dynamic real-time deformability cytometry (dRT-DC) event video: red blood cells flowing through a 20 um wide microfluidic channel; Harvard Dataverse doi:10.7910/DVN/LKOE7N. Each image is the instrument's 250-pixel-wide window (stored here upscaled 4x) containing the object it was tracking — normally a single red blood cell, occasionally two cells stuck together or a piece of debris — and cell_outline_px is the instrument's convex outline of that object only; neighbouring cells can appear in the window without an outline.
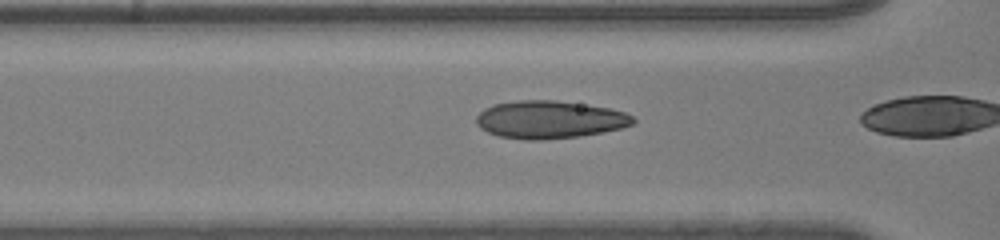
{"species": "human", "species_latin": "Homo sapiens", "temperature_condition": "room temperature", "stored_images_in_passage": 19, "camera_frame_rate_fps": 3000, "um_per_image_px": 0.085, "donor": {"sex": "male"}, "frame": {"image": 1, "passage_image": 18, "time_ms": 5.667, "image_size_px": [1000, 240], "cell_outline_px": [[636, 120], [632, 124], [620, 128], [604, 132], [580, 136], [544, 140], [524, 140], [500, 136], [488, 132], [480, 128], [476, 124], [476, 116], [484, 108], [492, 104], [520, 100], [556, 100], [612, 108], [624, 112], [632, 116]], "centroid_in_image_um": [46.7, 10.16], "position_along_channel_um": 119.9, "area_um2": 34.68}}